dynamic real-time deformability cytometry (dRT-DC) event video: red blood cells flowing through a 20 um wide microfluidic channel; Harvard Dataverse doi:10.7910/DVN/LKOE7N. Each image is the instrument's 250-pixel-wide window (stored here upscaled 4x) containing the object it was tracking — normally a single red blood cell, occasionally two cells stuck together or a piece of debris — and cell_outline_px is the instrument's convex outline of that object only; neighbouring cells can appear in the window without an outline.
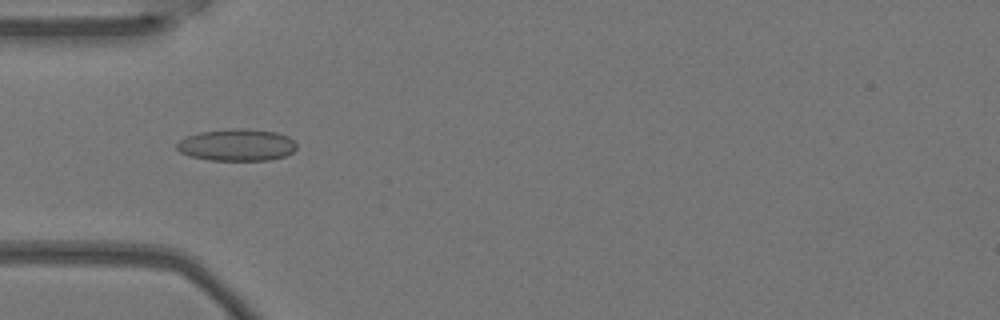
{"species": "Egyptian fruit bat (a non-hibernating species)", "species_latin": "Rousettus aegyptiacus", "temperature_condition": "warm", "stored_images_in_passage": 3, "camera_frame_rate_fps": 3000, "um_per_image_px": 0.085, "animal": {"sex": "female"}, "frame": {"image": 1, "passage_image": 3, "time_ms": 0.667, "image_size_px": [1000, 320], "cell_outline_px": [[296, 148], [292, 152], [284, 156], [268, 160], [208, 160], [188, 156], [180, 152], [176, 148], [176, 144], [180, 140], [188, 136], [200, 132], [232, 128], [244, 128], [276, 132], [288, 136], [296, 144]], "centroid_in_image_um": [20.11, 12.32], "position_along_channel_um": 64.9, "area_um2": 22.31}}